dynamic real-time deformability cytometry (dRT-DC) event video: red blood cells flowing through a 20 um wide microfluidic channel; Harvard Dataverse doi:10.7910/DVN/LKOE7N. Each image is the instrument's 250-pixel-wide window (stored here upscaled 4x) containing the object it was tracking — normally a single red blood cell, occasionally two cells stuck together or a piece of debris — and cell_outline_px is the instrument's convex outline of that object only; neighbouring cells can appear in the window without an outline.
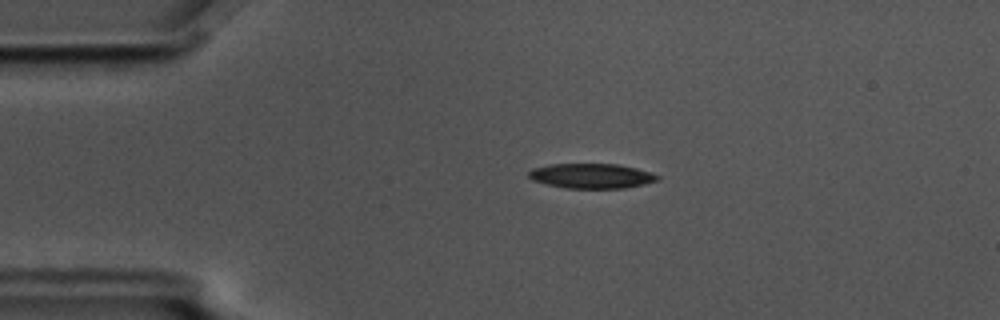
{"species": "common noctule bat (a hibernating species)", "species_latin": "Nyctalus noctula", "temperature_condition": "cold", "stored_images_in_passage": 2, "camera_frame_rate_fps": 3000, "um_per_image_px": 0.085, "animal": {"sex": "male", "body_mass_g": 17.5, "forearm_length_mm": 52.3}, "frame": {"image": 1, "passage_image": 1, "time_ms": 0.0, "image_size_px": [1000, 320], "cell_outline_px": [[660, 176], [656, 180], [644, 184], [624, 188], [564, 188], [544, 184], [532, 180], [528, 176], [528, 172], [532, 168], [548, 164], [616, 164], [636, 168]], "centroid_in_image_um": [50.2, 14.95], "position_along_channel_um": 34.8, "area_um2": 18.61}}